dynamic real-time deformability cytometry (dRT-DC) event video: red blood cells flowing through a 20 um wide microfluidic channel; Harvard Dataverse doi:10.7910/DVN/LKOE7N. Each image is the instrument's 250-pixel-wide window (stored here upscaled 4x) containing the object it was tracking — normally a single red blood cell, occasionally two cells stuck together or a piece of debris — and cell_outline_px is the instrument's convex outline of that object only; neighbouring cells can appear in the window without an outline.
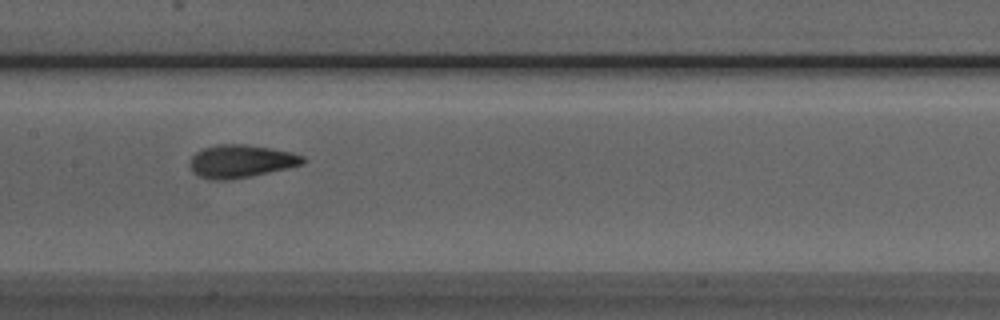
{"species": "Egyptian fruit bat (a non-hibernating species)", "species_latin": "Rousettus aegyptiacus", "temperature_condition": "room temperature", "stored_images_in_passage": 10, "camera_frame_rate_fps": 3000, "um_per_image_px": 0.085, "animal": {"sex": "male"}, "frame": {"image": 1, "passage_image": 7, "time_ms": 7.667, "image_size_px": [1000, 320], "cell_outline_px": [[308, 160], [304, 164], [288, 168], [252, 176], [224, 180], [208, 180], [192, 172], [192, 156], [196, 152], [204, 148], [216, 144], [248, 144], [292, 152], [304, 156]], "centroid_in_image_um": [20.53, 13.7], "position_along_channel_um": 186.9, "area_um2": 21.73}}
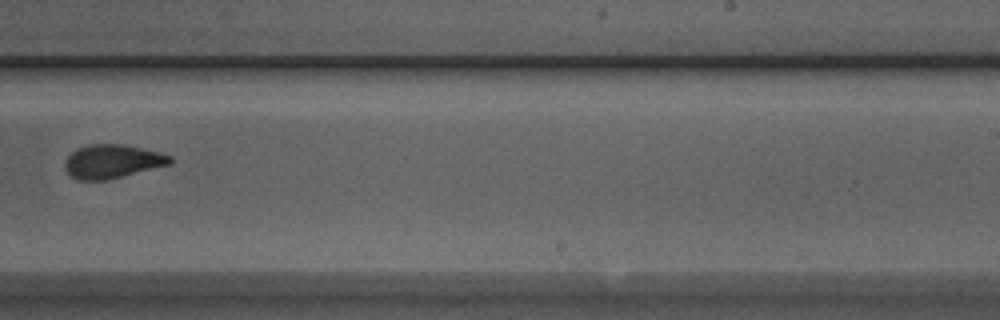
{"frame": {"image": 2, "passage_image": 9, "time_ms": 10.0, "image_size_px": [1000, 320], "cell_outline_px": [[172, 164], [108, 180], [80, 180], [72, 176], [64, 168], [64, 164], [68, 156], [76, 148], [88, 144], [124, 144], [160, 152], [172, 156]], "centroid_in_image_um": [9.57, 13.71], "position_along_channel_um": 279.4, "area_um2": 20.81}}
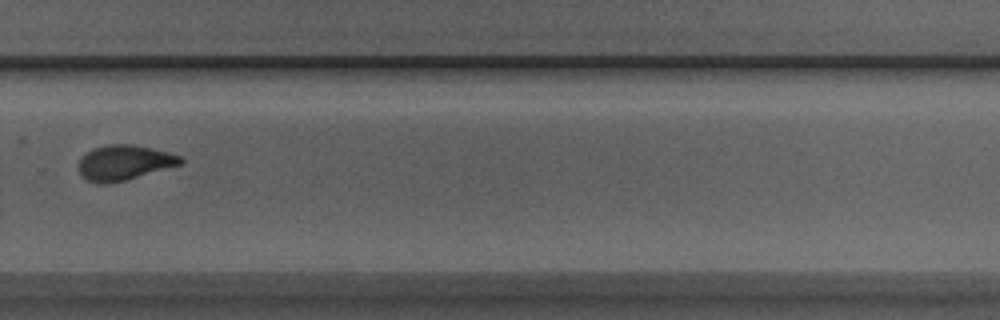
{"frame": {"image": 3, "passage_image": 10, "time_ms": 11.0, "image_size_px": [1000, 320], "cell_outline_px": [[184, 164], [124, 180], [104, 184], [100, 184], [88, 180], [80, 172], [80, 160], [92, 148], [108, 144], [128, 144], [152, 148], [184, 156]], "centroid_in_image_um": [10.63, 13.81], "position_along_channel_um": 319.2, "area_um2": 20.63}}